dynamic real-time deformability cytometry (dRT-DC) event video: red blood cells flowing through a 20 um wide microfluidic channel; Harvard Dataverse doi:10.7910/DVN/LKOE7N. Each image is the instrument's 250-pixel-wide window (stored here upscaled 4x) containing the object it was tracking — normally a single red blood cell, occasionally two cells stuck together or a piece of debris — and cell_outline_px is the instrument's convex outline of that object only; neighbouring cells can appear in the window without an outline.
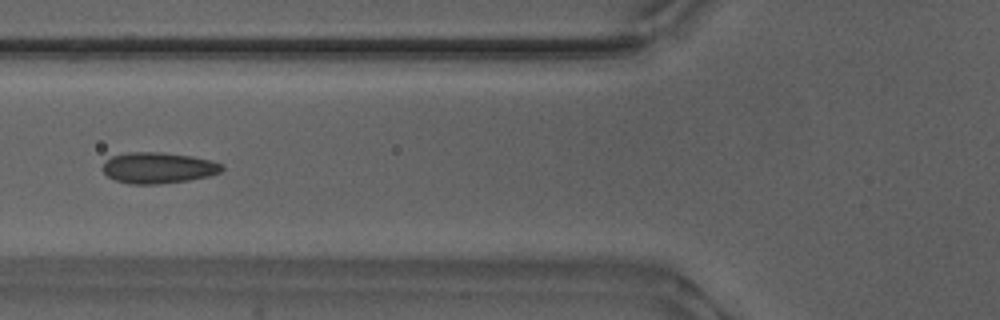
{"species": "Egyptian fruit bat (a non-hibernating species)", "species_latin": "Rousettus aegyptiacus", "temperature_condition": "warm", "stored_images_in_passage": 38, "camera_frame_rate_fps": 3000, "um_per_image_px": 0.085, "animal": {"sex": "male"}, "frame": {"image": 1, "passage_image": 6, "time_ms": 1.667, "image_size_px": [1000, 320], "cell_outline_px": [[224, 168], [220, 172], [208, 176], [188, 180], [160, 184], [128, 184], [116, 180], [108, 176], [100, 168], [112, 156], [128, 152], [156, 152], [188, 156], [208, 160], [224, 164]], "centroid_in_image_um": [13.43, 14.28], "position_along_channel_um": 112.4, "area_um2": 21.33}}
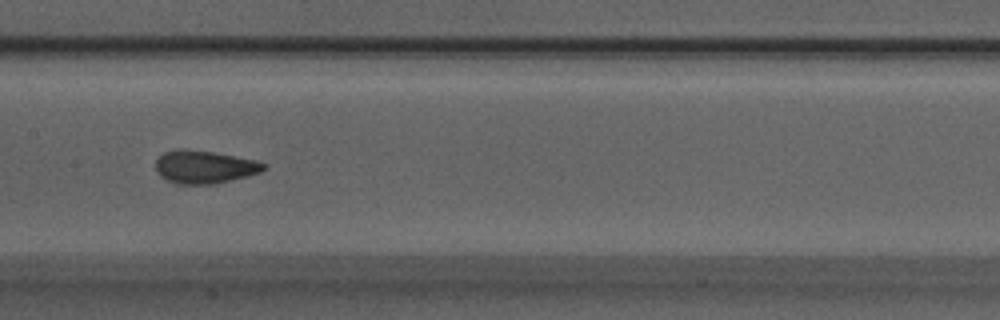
{"frame": {"image": 2, "passage_image": 12, "time_ms": 3.667, "image_size_px": [1000, 320], "cell_outline_px": [[268, 168], [260, 172], [248, 176], [216, 184], [180, 184], [168, 180], [160, 176], [156, 172], [156, 160], [164, 152], [212, 152], [260, 160], [268, 164]], "centroid_in_image_um": [17.49, 14.23], "position_along_channel_um": 189.9, "area_um2": 20.29}}
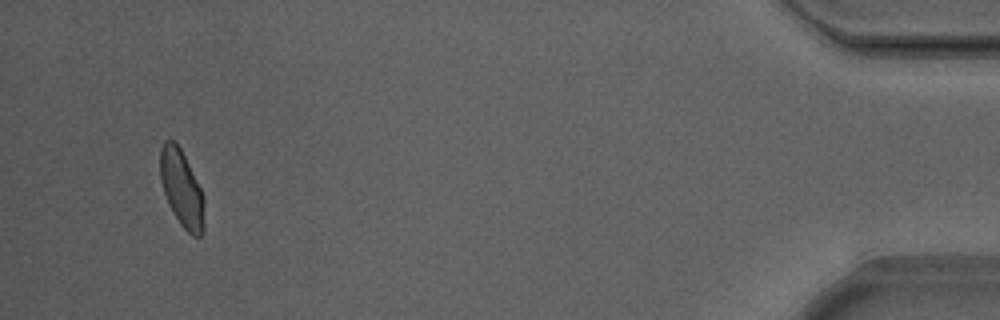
{"frame": {"image": 3, "passage_image": 36, "time_ms": 11.667, "image_size_px": [1000, 320], "cell_outline_px": [[204, 232], [200, 236], [192, 236], [180, 224], [164, 192], [160, 176], [160, 148], [164, 140], [172, 140], [180, 148], [200, 188], [204, 200]], "centroid_in_image_um": [15.45, 16.04], "position_along_channel_um": 419.8, "area_um2": 19.25}, "authors_computed_cell_mechanics": {"area_um2": 20.2878, "velocity_mm_per_s": 3.8779, "shape_relaxation_time_tau1_ms": 3.7013, "shape_relaxation_time_tau2_ms": null, "deformation_change_tau1": 0.1219, "deformation_change_tau2": null}}